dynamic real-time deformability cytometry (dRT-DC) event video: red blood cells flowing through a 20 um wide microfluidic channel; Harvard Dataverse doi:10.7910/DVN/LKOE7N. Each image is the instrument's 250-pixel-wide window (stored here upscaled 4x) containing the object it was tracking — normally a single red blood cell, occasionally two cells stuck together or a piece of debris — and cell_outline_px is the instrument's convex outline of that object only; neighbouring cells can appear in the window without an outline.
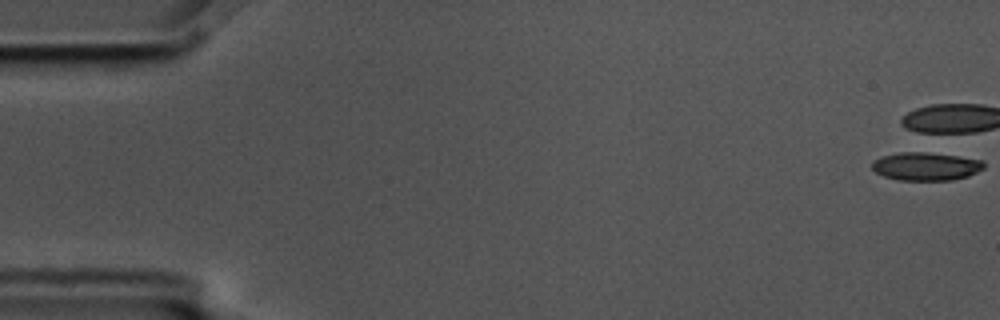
{"species": "common noctule bat (a hibernating species)", "species_latin": "Nyctalus noctula", "temperature_condition": "cold", "stored_images_in_passage": 4, "camera_frame_rate_fps": 3000, "um_per_image_px": 0.085, "animal": {"sex": "male", "body_mass_g": 17.5, "forearm_length_mm": 52.3}, "frame": {"image": 1, "passage_image": 1, "time_ms": 0.0, "image_size_px": [1000, 320], "cell_outline_px": [[984, 168], [968, 176], [952, 180], [900, 180], [884, 176], [876, 172], [872, 168], [872, 160], [880, 156], [916, 148], [920, 148], [984, 160]], "centroid_in_image_um": [78.7, 14.06], "position_along_channel_um": 6.3, "area_um2": 19.48}}